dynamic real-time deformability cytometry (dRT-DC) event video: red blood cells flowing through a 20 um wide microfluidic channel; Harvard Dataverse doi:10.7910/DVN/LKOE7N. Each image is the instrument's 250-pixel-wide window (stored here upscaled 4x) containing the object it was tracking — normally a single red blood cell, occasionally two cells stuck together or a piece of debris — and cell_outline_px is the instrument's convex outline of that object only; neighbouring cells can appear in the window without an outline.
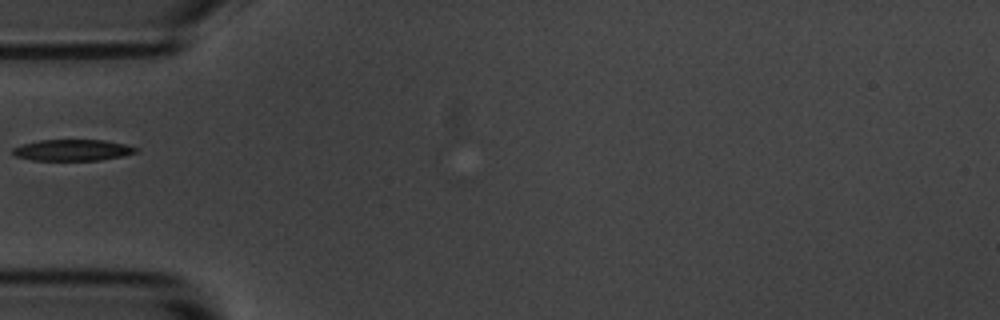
{"species": "common noctule bat (a hibernating species)", "species_latin": "Nyctalus noctula", "temperature_condition": "room temperature", "stored_images_in_passage": 37, "camera_frame_rate_fps": 3000, "um_per_image_px": 0.085, "animal": {"sex": "male", "body_mass_g": 20.1, "forearm_length_mm": 53.5}, "frame": {"image": 1, "passage_image": 1, "time_ms": 0.0, "image_size_px": [1000, 320], "cell_outline_px": [[140, 148], [136, 152], [120, 156], [100, 160], [32, 160], [16, 156], [12, 152], [12, 148], [24, 144], [40, 140], [104, 140], [124, 144]], "centroid_in_image_um": [6.17, 12.76], "position_along_channel_um": 78.8, "area_um2": 15.09}}
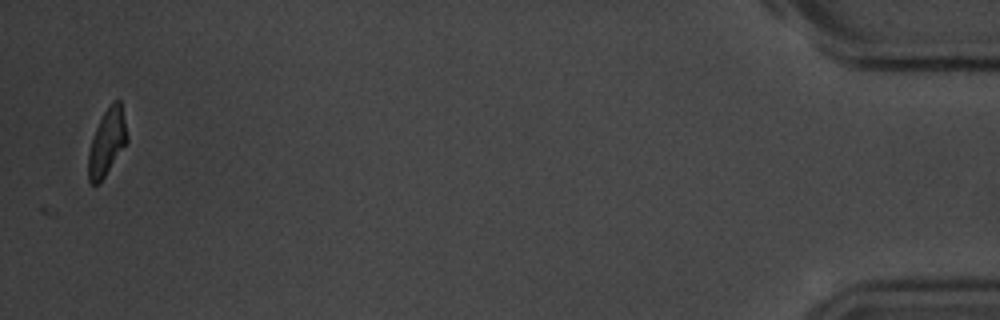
{"frame": {"image": 2, "passage_image": 37, "time_ms": 12.0, "image_size_px": [1000, 320], "cell_outline_px": [[128, 140], [104, 176], [96, 184], [92, 184], [88, 180], [88, 152], [96, 128], [104, 112], [112, 100], [120, 100], [128, 136]], "centroid_in_image_um": [9.09, 12.05], "position_along_channel_um": 426.1, "area_um2": 14.62}}